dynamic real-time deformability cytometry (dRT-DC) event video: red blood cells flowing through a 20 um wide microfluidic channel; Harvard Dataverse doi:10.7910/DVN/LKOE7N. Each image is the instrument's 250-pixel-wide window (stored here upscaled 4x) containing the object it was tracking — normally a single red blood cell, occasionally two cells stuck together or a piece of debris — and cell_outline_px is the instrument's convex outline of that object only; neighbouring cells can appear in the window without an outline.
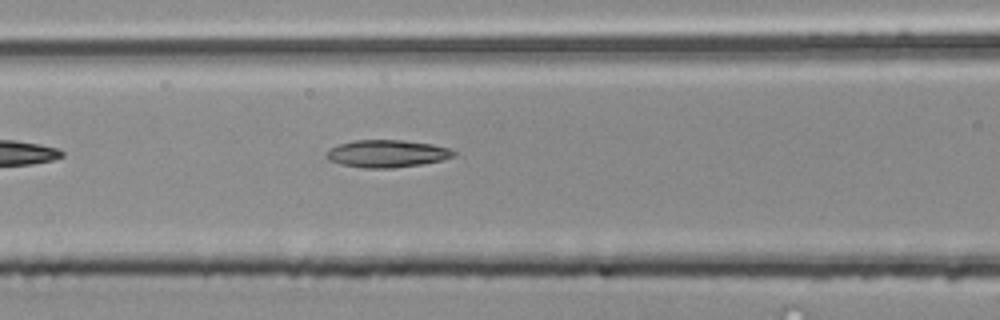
{"species": "common noctule bat (a hibernating species)", "species_latin": "Nyctalus noctula", "temperature_condition": "room temperature", "stored_images_in_passage": 7, "segment_of_instrument_passage": [1, 2], "camera_frame_rate_fps": 3000, "um_per_image_px": 0.085, "animal": {"sex": "male", "body_mass_g": 20.4}, "frame": {"image": 1, "passage_image": 6, "time_ms": 1.667, "image_size_px": [1000, 320], "cell_outline_px": [[456, 156], [444, 160], [420, 164], [392, 168], [364, 168], [340, 164], [328, 160], [324, 156], [324, 152], [336, 144], [352, 140], [404, 140], [432, 144], [452, 148], [456, 152]], "centroid_in_image_um": [32.87, 13.05], "position_along_channel_um": 133.7, "area_um2": 20.75}}